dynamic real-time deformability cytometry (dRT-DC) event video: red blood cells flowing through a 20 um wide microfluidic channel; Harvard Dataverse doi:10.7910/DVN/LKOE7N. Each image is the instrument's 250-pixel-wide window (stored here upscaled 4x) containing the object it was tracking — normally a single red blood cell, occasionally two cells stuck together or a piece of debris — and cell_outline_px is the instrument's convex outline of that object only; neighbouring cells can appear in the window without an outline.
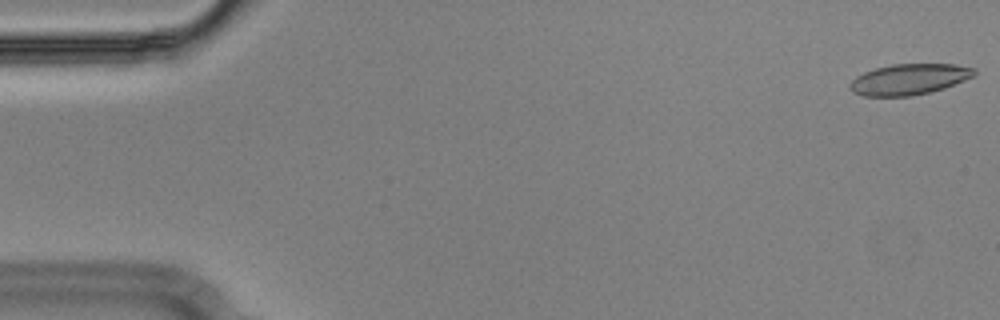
{"species": "Egyptian fruit bat (a non-hibernating species)", "species_latin": "Rousettus aegyptiacus", "temperature_condition": "cold", "stored_images_in_passage": 55, "camera_frame_rate_fps": 3000, "um_per_image_px": 0.085, "animal": {"sex": "male"}, "frame": {"image": 1, "passage_image": 1, "time_ms": 0.0, "image_size_px": [1000, 320], "cell_outline_px": [[976, 72], [972, 76], [964, 80], [944, 88], [912, 96], [864, 96], [852, 92], [848, 88], [848, 84], [856, 76], [864, 72], [876, 68], [892, 64], [956, 64], [976, 68]], "centroid_in_image_um": [77.24, 6.74], "position_along_channel_um": 7.8, "area_um2": 22.37}}
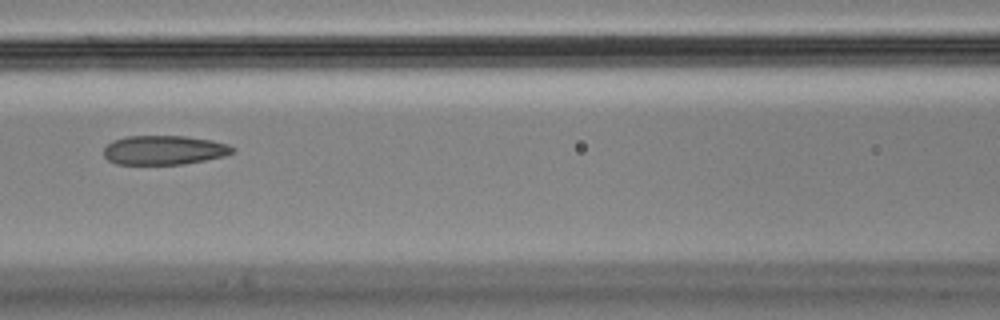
{"frame": {"image": 2, "passage_image": 24, "time_ms": 7.667, "image_size_px": [1000, 320], "cell_outline_px": [[236, 152], [224, 156], [184, 164], [116, 164], [108, 160], [104, 156], [104, 148], [112, 140], [124, 136], [184, 136], [212, 140], [228, 144], [236, 148]], "centroid_in_image_um": [13.96, 12.75], "position_along_channel_um": 152.6, "area_um2": 22.08}}
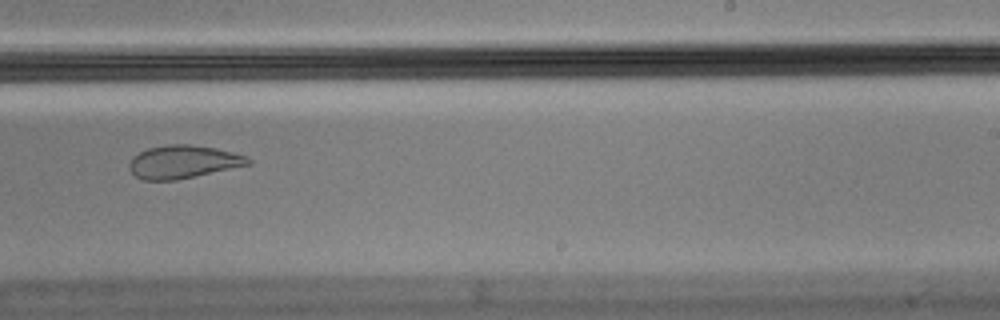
{"frame": {"image": 3, "passage_image": 34, "time_ms": 11.0, "image_size_px": [1000, 320], "cell_outline_px": [[252, 164], [176, 180], [144, 180], [136, 176], [128, 168], [128, 164], [132, 156], [148, 148], [168, 144], [192, 144], [216, 148], [248, 156], [252, 160]], "centroid_in_image_um": [15.57, 13.75], "position_along_channel_um": 273.4, "area_um2": 23.0}, "authors_computed_cell_mechanics": {"area_um2": 23.698, "velocity_mm_per_s": 3.6368, "shape_relaxation_time_tau1_ms": null, "shape_relaxation_time_tau2_ms": 1.661, "deformation_change_tau1": null, "deformation_change_tau2": 0.0729}}